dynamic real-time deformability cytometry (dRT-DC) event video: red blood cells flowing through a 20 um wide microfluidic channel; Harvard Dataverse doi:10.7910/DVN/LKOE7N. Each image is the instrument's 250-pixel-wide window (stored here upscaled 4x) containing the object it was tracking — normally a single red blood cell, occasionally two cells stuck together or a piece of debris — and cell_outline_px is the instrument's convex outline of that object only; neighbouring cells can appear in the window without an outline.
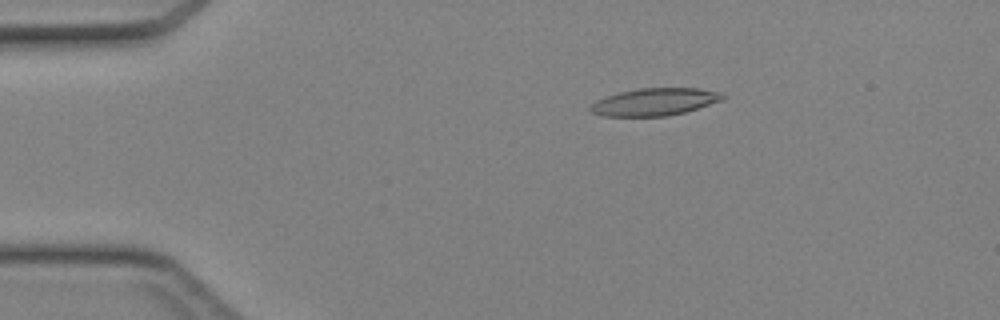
{"species": "Egyptian fruit bat (a non-hibernating species)", "species_latin": "Rousettus aegyptiacus", "temperature_condition": "cold", "stored_images_in_passage": 13, "camera_frame_rate_fps": 3000, "um_per_image_px": 0.085, "animal": {"sex": "female"}, "frame": {"image": 1, "passage_image": 4, "time_ms": 1.0, "image_size_px": [1000, 320], "cell_outline_px": [[728, 96], [724, 100], [684, 112], [668, 116], [604, 116], [592, 112], [588, 108], [596, 100], [620, 92], [640, 88], [700, 88], [724, 92]], "centroid_in_image_um": [55.72, 8.65], "position_along_channel_um": 29.3, "area_um2": 21.21}}
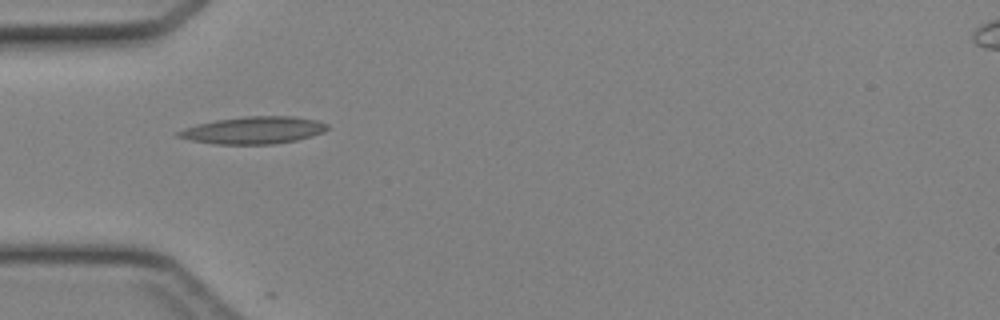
{"frame": {"image": 2, "passage_image": 10, "time_ms": 3.0, "image_size_px": [1000, 320], "cell_outline_px": [[328, 128], [324, 132], [312, 136], [296, 140], [272, 144], [216, 144], [192, 140], [172, 136], [176, 132], [184, 128], [196, 124], [216, 120], [244, 116], [292, 116], [316, 120], [328, 124]], "centroid_in_image_um": [21.52, 11.07], "position_along_channel_um": 63.5, "area_um2": 23.7}}